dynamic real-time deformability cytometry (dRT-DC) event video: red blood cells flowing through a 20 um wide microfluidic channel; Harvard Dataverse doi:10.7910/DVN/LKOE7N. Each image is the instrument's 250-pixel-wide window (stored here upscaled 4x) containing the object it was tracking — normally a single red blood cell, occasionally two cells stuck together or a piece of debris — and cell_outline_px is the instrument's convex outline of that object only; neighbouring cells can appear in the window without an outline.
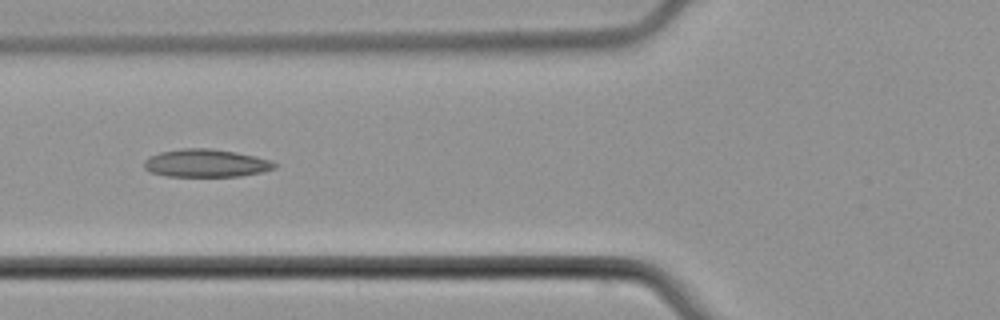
{"species": "common noctule bat (a hibernating species)", "species_latin": "Nyctalus noctula", "temperature_condition": "cold", "stored_images_in_passage": 7, "camera_frame_rate_fps": 3000, "um_per_image_px": 0.085, "animal": {"sex": "male", "body_mass_g": 21.5, "forearm_length_mm": 52.0}, "frame": {"image": 1, "passage_image": 6, "time_ms": 6.333, "image_size_px": [1000, 320], "cell_outline_px": [[276, 168], [260, 172], [240, 176], [164, 176], [152, 172], [144, 168], [144, 160], [148, 156], [160, 152], [180, 148], [212, 148], [236, 152], [256, 156], [272, 160], [276, 164]], "centroid_in_image_um": [17.49, 13.86], "position_along_channel_um": 108.3, "area_um2": 21.33}}
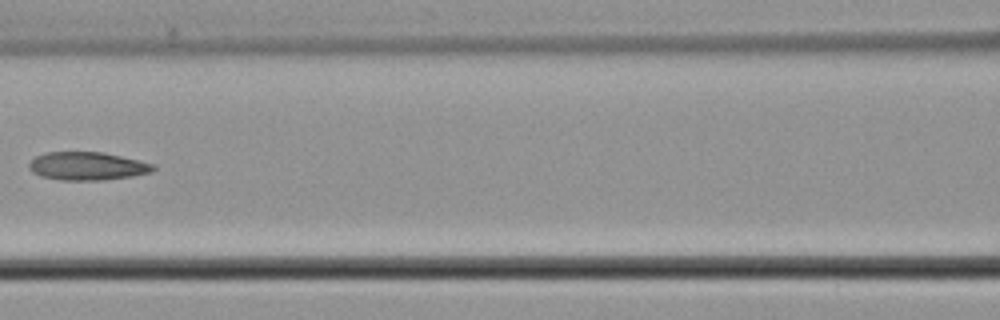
{"frame": {"image": 2, "passage_image": 7, "time_ms": 7.667, "image_size_px": [1000, 320], "cell_outline_px": [[156, 168], [152, 172], [132, 176], [104, 180], [60, 180], [40, 176], [32, 172], [28, 168], [28, 164], [36, 156], [48, 152], [104, 152], [156, 164]], "centroid_in_image_um": [7.44, 14.12], "position_along_channel_um": 159.2, "area_um2": 20.52}}